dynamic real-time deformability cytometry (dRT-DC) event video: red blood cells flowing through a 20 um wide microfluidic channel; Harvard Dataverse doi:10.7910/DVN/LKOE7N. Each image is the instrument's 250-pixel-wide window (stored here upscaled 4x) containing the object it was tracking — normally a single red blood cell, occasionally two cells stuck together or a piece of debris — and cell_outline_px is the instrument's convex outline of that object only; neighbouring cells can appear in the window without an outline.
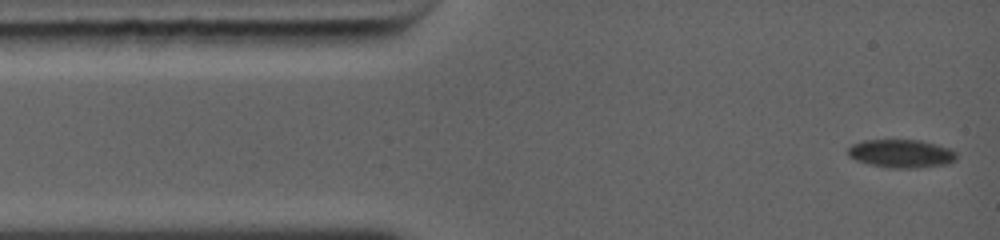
{"species": "common noctule bat (a hibernating species)", "species_latin": "Nyctalus noctula", "temperature_condition": "warm", "stored_images_in_passage": 35, "camera_frame_rate_fps": 5000, "um_per_image_px": 0.085, "animal": {"sex": "female", "body_mass_g": 19.0, "forearm_length_mm": 56.7}, "frame": {"image": 1, "passage_image": 1, "time_ms": 0.0, "image_size_px": [1000, 240], "cell_outline_px": [[956, 160], [948, 164], [916, 168], [892, 168], [872, 164], [856, 160], [848, 156], [848, 148], [852, 144], [864, 140], [920, 140], [936, 144], [948, 148], [956, 152]], "centroid_in_image_um": [76.62, 13.05], "position_along_channel_um": 8.4, "area_um2": 17.8}}
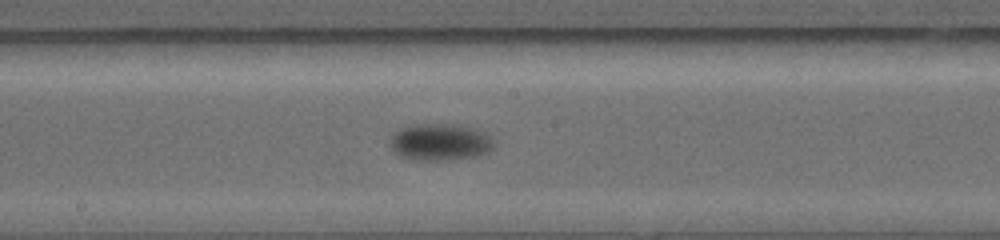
{"frame": {"image": 2, "passage_image": 15, "time_ms": 6.4, "image_size_px": [1000, 240], "cell_outline_px": [[492, 148], [488, 152], [476, 156], [444, 160], [416, 160], [400, 156], [392, 148], [392, 132], [396, 128], [416, 124], [452, 124], [472, 128], [484, 132], [492, 140]], "centroid_in_image_um": [37.36, 12.07], "position_along_channel_um": 210.8, "area_um2": 22.08}}
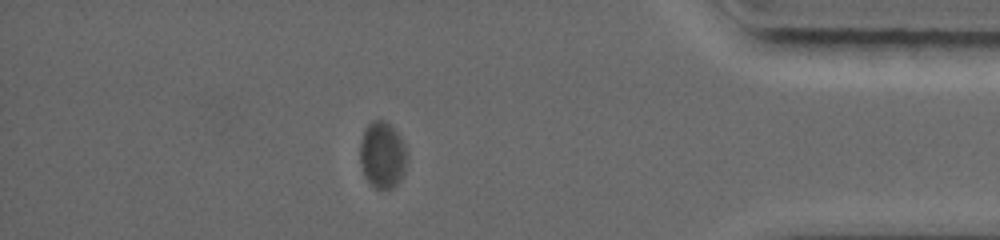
{"frame": {"image": 3, "passage_image": 29, "time_ms": 11.8, "image_size_px": [1000, 240], "cell_outline_px": [[408, 160], [404, 172], [396, 184], [392, 188], [376, 188], [364, 176], [360, 164], [360, 140], [364, 128], [372, 120], [384, 120], [400, 136], [408, 152]], "centroid_in_image_um": [32.5, 13.15], "position_along_channel_um": 402.7, "area_um2": 18.32}}